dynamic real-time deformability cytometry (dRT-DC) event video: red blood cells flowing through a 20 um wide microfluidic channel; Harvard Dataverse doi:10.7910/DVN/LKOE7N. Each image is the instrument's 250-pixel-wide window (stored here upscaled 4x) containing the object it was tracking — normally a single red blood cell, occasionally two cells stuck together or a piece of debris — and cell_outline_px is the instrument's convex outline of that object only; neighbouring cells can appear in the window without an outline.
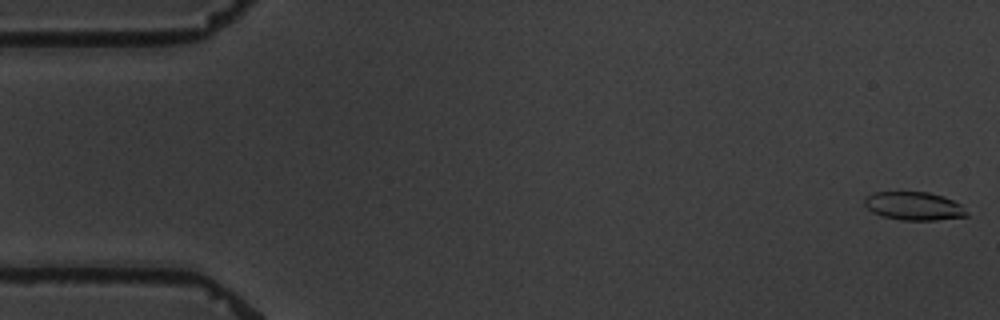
{"species": "common noctule bat (a hibernating species)", "species_latin": "Nyctalus noctula", "temperature_condition": "warm", "stored_images_in_passage": 5, "camera_frame_rate_fps": 3000, "um_per_image_px": 0.085, "animal": {"sex": "male", "body_mass_g": 19.5, "forearm_length_mm": 54.6}, "frame": {"image": 1, "passage_image": 1, "time_ms": 0.0, "image_size_px": [1000, 320], "cell_outline_px": [[968, 216], [936, 220], [900, 220], [884, 216], [872, 212], [864, 204], [864, 196], [876, 192], [928, 192], [944, 196], [960, 204], [968, 212]], "centroid_in_image_um": [77.68, 17.51], "position_along_channel_um": 7.3, "area_um2": 16.88}}